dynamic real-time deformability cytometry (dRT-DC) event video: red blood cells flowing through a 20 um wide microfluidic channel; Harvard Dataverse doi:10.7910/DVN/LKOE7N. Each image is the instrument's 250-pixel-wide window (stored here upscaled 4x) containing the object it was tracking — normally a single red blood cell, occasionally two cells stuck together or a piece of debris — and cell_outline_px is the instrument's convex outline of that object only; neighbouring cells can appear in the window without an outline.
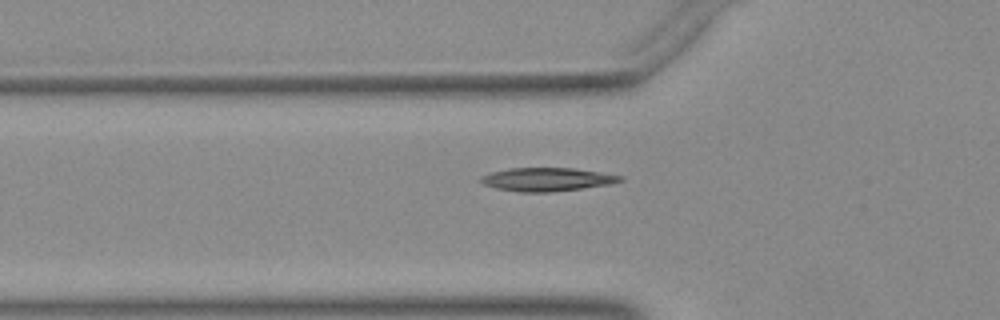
{"species": "Egyptian fruit bat (a non-hibernating species)", "species_latin": "Rousettus aegyptiacus", "temperature_condition": "warm", "stored_images_in_passage": 38, "camera_frame_rate_fps": 3000, "um_per_image_px": 0.085, "animal": {"sex": "female"}, "frame": {"image": 1, "passage_image": 4, "time_ms": 1.0, "image_size_px": [1000, 320], "cell_outline_px": [[624, 180], [612, 184], [548, 192], [520, 192], [496, 188], [484, 184], [480, 180], [480, 176], [492, 172], [508, 168], [572, 168], [600, 172], [624, 176]], "centroid_in_image_um": [46.51, 15.24], "position_along_channel_um": 79.3, "area_um2": 18.9}}
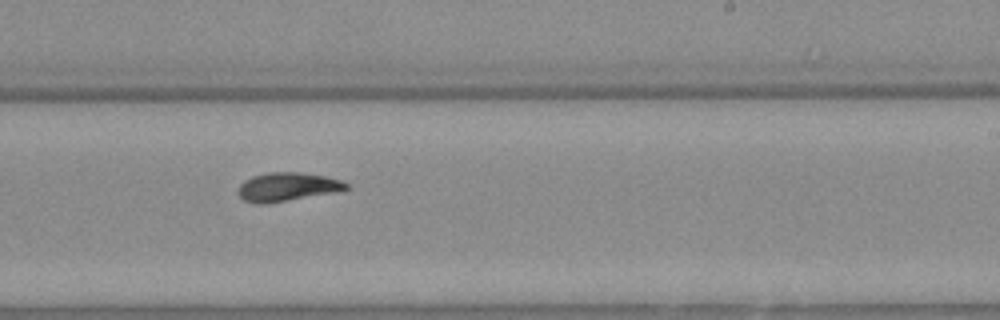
{"frame": {"image": 2, "passage_image": 18, "time_ms": 5.667, "image_size_px": [1000, 320], "cell_outline_px": [[348, 188], [336, 192], [264, 204], [260, 204], [244, 200], [240, 196], [240, 184], [244, 180], [252, 176], [268, 172], [300, 172], [324, 176], [340, 180], [348, 184]], "centroid_in_image_um": [24.42, 15.87], "position_along_channel_um": 264.6, "area_um2": 17.74}}
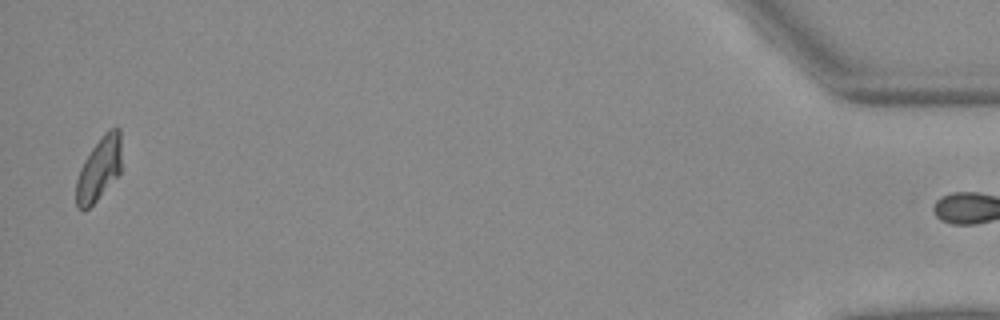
{"frame": {"image": 3, "passage_image": 37, "time_ms": 12.0, "image_size_px": [1000, 320], "cell_outline_px": [[120, 172], [96, 200], [88, 208], [76, 208], [76, 180], [80, 168], [84, 160], [92, 148], [104, 132], [108, 128], [120, 128]], "centroid_in_image_um": [8.4, 14.32], "position_along_channel_um": 426.8, "area_um2": 16.42}}